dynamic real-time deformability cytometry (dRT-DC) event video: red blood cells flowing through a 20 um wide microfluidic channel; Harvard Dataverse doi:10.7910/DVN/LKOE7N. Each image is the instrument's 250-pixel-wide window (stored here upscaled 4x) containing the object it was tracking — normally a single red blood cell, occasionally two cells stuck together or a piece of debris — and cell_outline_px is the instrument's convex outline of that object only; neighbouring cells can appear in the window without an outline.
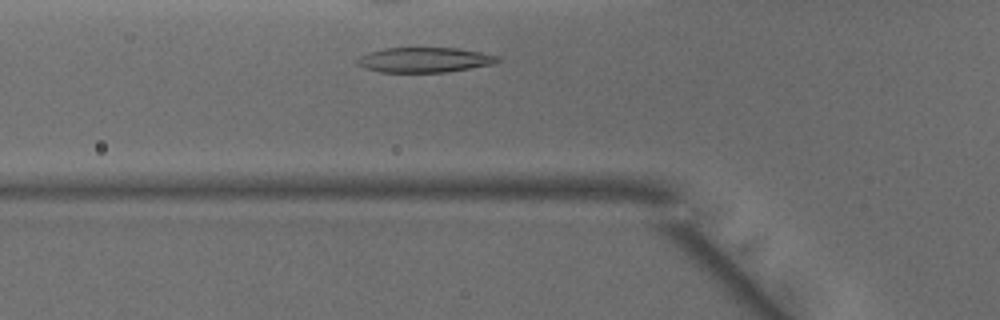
{"species": "common noctule bat (a hibernating species)", "species_latin": "Nyctalus noctula", "temperature_condition": "warm", "stored_images_in_passage": 27, "camera_frame_rate_fps": 3000, "um_per_image_px": 0.085, "animal": {"sex": "male", "body_mass_g": 15.6}, "frame": {"image": 1, "passage_image": 5, "time_ms": 1.333, "image_size_px": [1000, 320], "cell_outline_px": [[500, 60], [492, 64], [444, 72], [380, 72], [364, 68], [356, 60], [360, 56], [368, 52], [384, 48], [456, 48], [480, 52], [500, 56]], "centroid_in_image_um": [36.06, 5.08], "position_along_channel_um": 89.7, "area_um2": 20.23}}
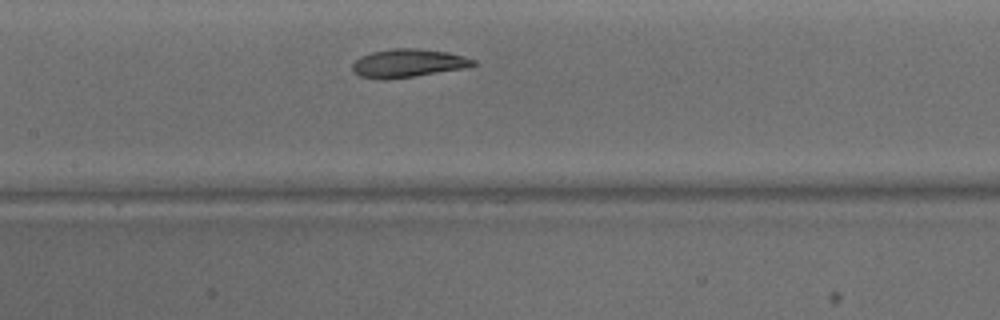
{"frame": {"image": 2, "passage_image": 11, "time_ms": 3.333, "image_size_px": [1000, 320], "cell_outline_px": [[480, 64], [468, 68], [388, 80], [380, 80], [360, 76], [352, 68], [352, 64], [360, 56], [372, 52], [392, 48], [420, 48], [448, 52], [464, 56], [476, 60]], "centroid_in_image_um": [34.74, 5.37], "position_along_channel_um": 172.7, "area_um2": 20.29}}
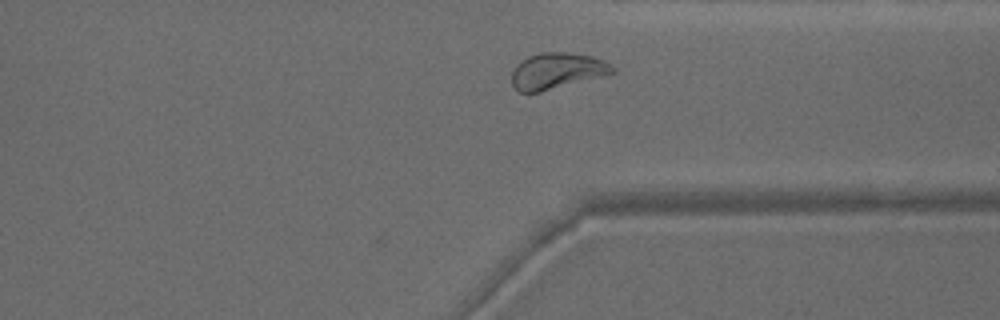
{"frame": {"image": 3, "passage_image": 25, "time_ms": 8.0, "image_size_px": [1000, 320], "cell_outline_px": [[616, 72], [540, 92], [520, 92], [512, 84], [512, 72], [516, 64], [520, 60], [528, 56], [540, 52], [568, 52], [592, 56], [604, 60], [616, 68]], "centroid_in_image_um": [47.33, 6.0], "position_along_channel_um": 364.1, "area_um2": 21.15}, "authors_computed_cell_mechanics": {"area_um2": 20.23, "velocity_mm_per_s": 4.1111, "shape_relaxation_time_tau1_ms": 5.055, "shape_relaxation_time_tau2_ms": 0.9643, "deformation_change_tau1": 0.1787, "deformation_change_tau2": 0.0613}}